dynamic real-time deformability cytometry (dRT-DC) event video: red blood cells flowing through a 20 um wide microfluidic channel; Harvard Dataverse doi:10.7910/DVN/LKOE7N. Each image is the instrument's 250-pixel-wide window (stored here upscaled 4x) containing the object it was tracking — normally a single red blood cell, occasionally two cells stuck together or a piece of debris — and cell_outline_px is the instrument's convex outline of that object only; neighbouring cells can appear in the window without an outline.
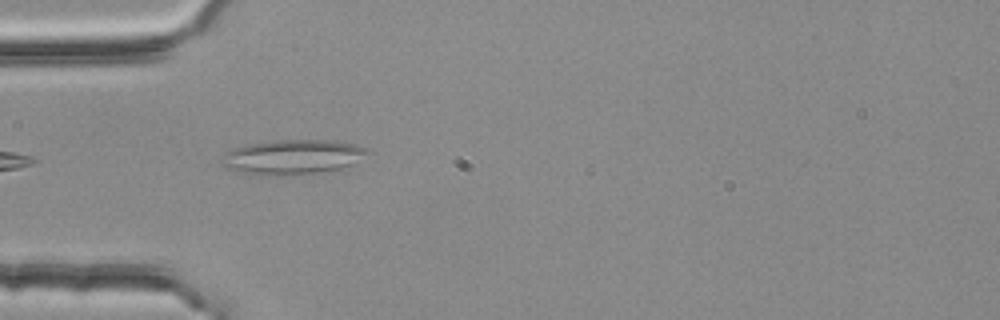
{"species": "common noctule bat (a hibernating species)", "species_latin": "Nyctalus noctula", "temperature_condition": "room temperature", "stored_images_in_passage": 4, "camera_frame_rate_fps": 3000, "um_per_image_px": 0.085, "animal": {"sex": "female", "body_mass_g": 25.1}, "frame": {"image": 1, "passage_image": 1, "time_ms": 0.0, "image_size_px": [1000, 320], "cell_outline_px": [[368, 152], [352, 164], [340, 168], [316, 172], [252, 172], [232, 168], [224, 164], [220, 160], [228, 152], [236, 148], [248, 144], [276, 140], [332, 140], [356, 144], [368, 148]], "centroid_in_image_um": [24.99, 13.26], "position_along_channel_um": 60.0, "area_um2": 27.51}}